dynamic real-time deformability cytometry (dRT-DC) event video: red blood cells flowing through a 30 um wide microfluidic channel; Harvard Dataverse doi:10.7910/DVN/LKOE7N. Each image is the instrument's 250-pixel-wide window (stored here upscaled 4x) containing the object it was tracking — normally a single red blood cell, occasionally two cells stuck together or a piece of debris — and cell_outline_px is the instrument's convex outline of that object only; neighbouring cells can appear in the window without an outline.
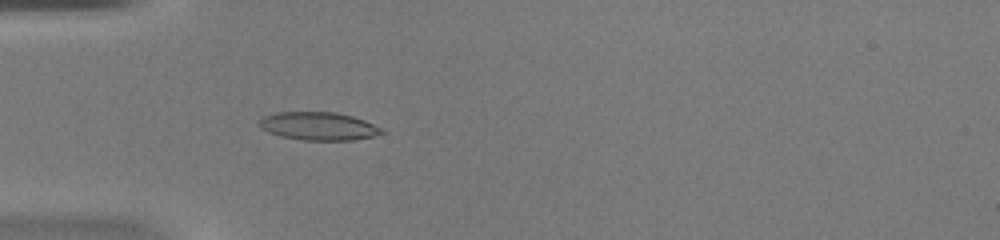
{"species": "common noctule bat (a hibernating species)", "species_latin": "Nyctalus noctula", "temperature_condition": "warm", "stored_images_in_passage": 50, "camera_frame_rate_fps": 3000, "um_per_image_px": 0.085, "animal": {"sex": "female", "body_mass_g": 20.0, "forearm_length_mm": 54.0}, "frame": {"image": 1, "passage_image": 16, "time_ms": 5.0, "image_size_px": [1000, 240], "cell_outline_px": [[384, 132], [372, 136], [352, 140], [304, 140], [280, 136], [268, 132], [260, 128], [260, 120], [264, 116], [276, 112], [336, 112], [352, 116], [364, 120], [380, 128]], "centroid_in_image_um": [27.04, 10.72], "position_along_channel_um": 58.0, "area_um2": 19.83}}
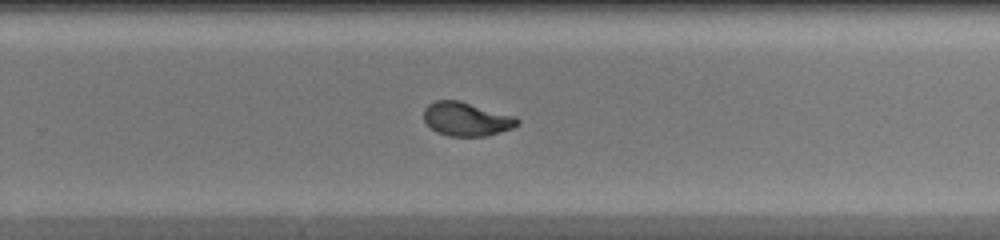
{"frame": {"image": 2, "passage_image": 33, "time_ms": 10.667, "image_size_px": [1000, 240], "cell_outline_px": [[520, 124], [512, 128], [484, 136], [448, 136], [436, 132], [424, 120], [424, 108], [428, 104], [436, 100], [460, 100], [516, 116], [520, 120]], "centroid_in_image_um": [39.66, 10.11], "position_along_channel_um": 290.1, "area_um2": 18.5}}
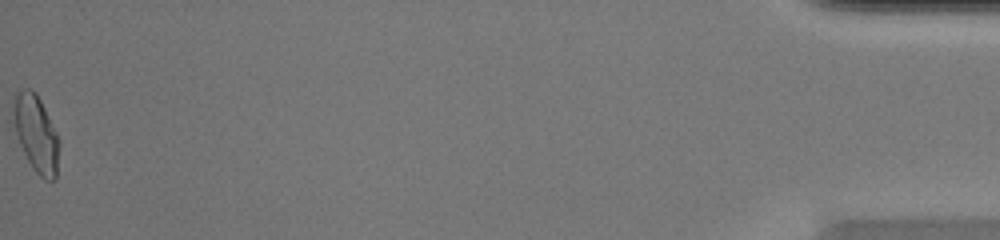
{"frame": {"image": 3, "passage_image": 50, "time_ms": 16.333, "image_size_px": [1000, 240], "cell_outline_px": [[60, 144], [56, 180], [44, 180], [32, 168], [20, 144], [16, 132], [12, 116], [12, 100], [16, 92], [20, 88], [32, 88], [36, 92], [60, 140]], "centroid_in_image_um": [3.06, 11.33], "position_along_channel_um": 432.1, "area_um2": 20.75}, "authors_computed_cell_mechanics": {"area_um2": 18.8139, "velocity_mm_per_s": 4.2203, "shape_relaxation_time_tau1_ms": 6.6645, "shape_relaxation_time_tau2_ms": 0.7645, "deformation_change_tau1": 0.251, "deformation_change_tau2": 0.0592}}